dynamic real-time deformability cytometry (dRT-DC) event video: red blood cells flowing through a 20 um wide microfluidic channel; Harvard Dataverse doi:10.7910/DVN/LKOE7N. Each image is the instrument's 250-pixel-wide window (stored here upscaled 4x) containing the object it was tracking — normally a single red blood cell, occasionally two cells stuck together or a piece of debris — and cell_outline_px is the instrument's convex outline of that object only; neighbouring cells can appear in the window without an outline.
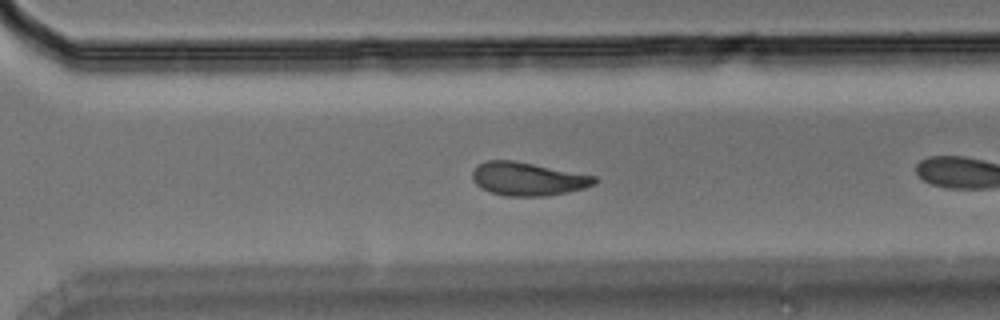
{"species": "Egyptian fruit bat (a non-hibernating species)", "species_latin": "Rousettus aegyptiacus", "temperature_condition": "room temperature", "stored_images_in_passage": 20, "camera_frame_rate_fps": 3000, "um_per_image_px": 0.085, "animal": {"sex": "male"}, "frame": {"image": 1, "passage_image": 15, "time_ms": 4.667, "image_size_px": [1000, 320], "cell_outline_px": [[596, 184], [584, 188], [568, 192], [544, 196], [504, 196], [492, 192], [476, 184], [472, 180], [472, 172], [484, 160], [516, 160], [596, 176]], "centroid_in_image_um": [44.88, 15.2], "position_along_channel_um": 325.7, "area_um2": 23.7}}